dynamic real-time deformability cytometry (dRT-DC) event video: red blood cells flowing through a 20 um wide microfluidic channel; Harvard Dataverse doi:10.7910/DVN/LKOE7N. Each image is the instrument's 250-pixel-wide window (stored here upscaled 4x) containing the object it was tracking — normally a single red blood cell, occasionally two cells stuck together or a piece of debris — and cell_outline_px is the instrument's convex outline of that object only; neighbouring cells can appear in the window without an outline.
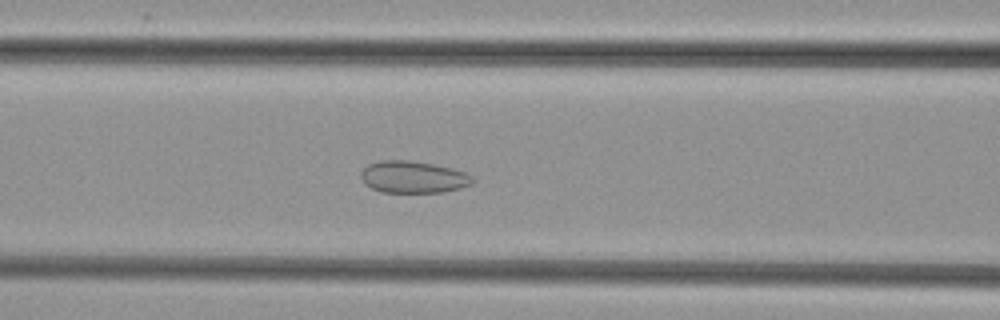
{"species": "common noctule bat (a hibernating species)", "species_latin": "Nyctalus noctula", "temperature_condition": "cold", "stored_images_in_passage": 34, "camera_frame_rate_fps": 3000, "um_per_image_px": 0.085, "animal": {"sex": "female", "body_mass_g": 29.2, "forearm_length_mm": 56.3}, "frame": {"image": 1, "passage_image": 18, "time_ms": 5.667, "image_size_px": [1000, 320], "cell_outline_px": [[476, 180], [472, 184], [460, 188], [444, 192], [380, 192], [364, 184], [360, 176], [360, 172], [368, 164], [380, 160], [408, 160], [432, 164], [452, 168], [464, 172], [472, 176]], "centroid_in_image_um": [35.11, 15.05], "position_along_channel_um": 131.5, "area_um2": 20.92}}
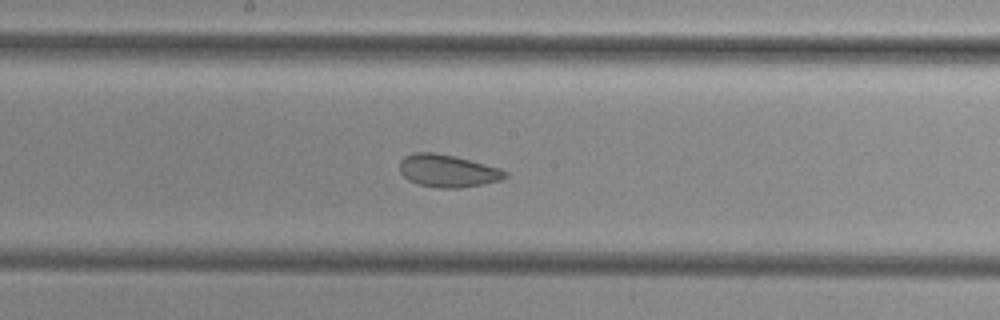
{"frame": {"image": 2, "passage_image": 24, "time_ms": 7.667, "image_size_px": [1000, 320], "cell_outline_px": [[508, 176], [500, 180], [460, 188], [436, 188], [416, 184], [408, 180], [400, 172], [400, 160], [404, 156], [416, 152], [436, 152], [456, 156], [500, 168], [508, 172]], "centroid_in_image_um": [38.03, 14.52], "position_along_channel_um": 210.2, "area_um2": 20.17}}
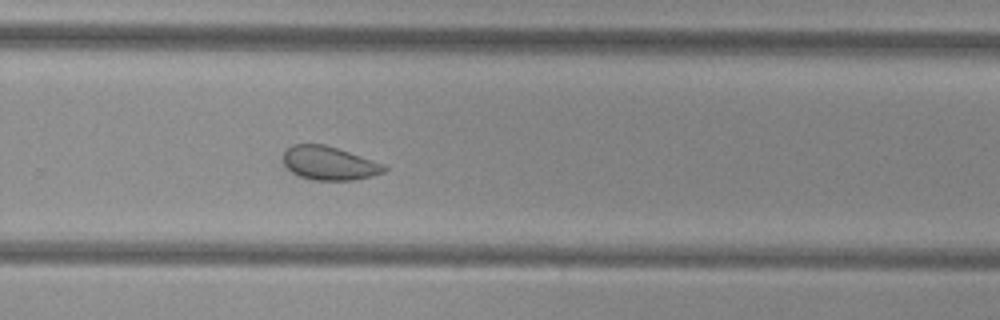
{"frame": {"image": 3, "passage_image": 31, "time_ms": 10.0, "image_size_px": [1000, 320], "cell_outline_px": [[388, 168], [384, 172], [372, 176], [352, 180], [312, 180], [296, 176], [284, 164], [284, 152], [292, 144], [324, 144], [384, 164]], "centroid_in_image_um": [27.96, 13.88], "position_along_channel_um": 301.8, "area_um2": 19.65}}